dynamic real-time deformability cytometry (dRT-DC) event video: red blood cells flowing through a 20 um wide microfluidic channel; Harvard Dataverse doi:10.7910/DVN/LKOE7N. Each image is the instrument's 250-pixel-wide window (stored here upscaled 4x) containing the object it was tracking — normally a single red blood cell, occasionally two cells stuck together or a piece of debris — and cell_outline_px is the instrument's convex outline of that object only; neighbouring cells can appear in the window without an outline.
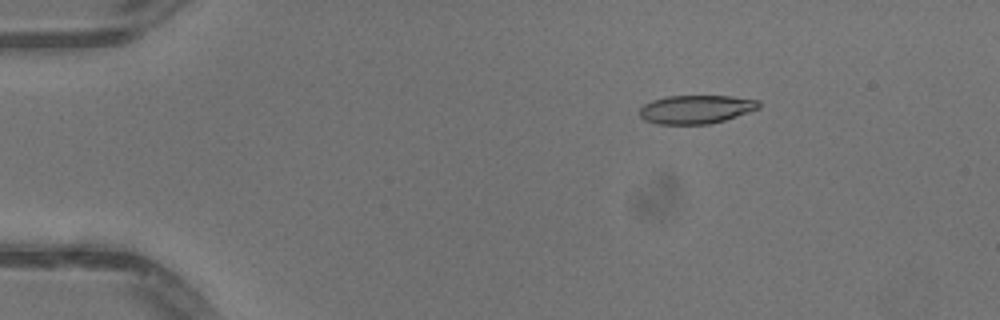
{"species": "common noctule bat (a hibernating species)", "species_latin": "Nyctalus noctula", "temperature_condition": "warm", "stored_images_in_passage": 51, "camera_frame_rate_fps": 3000, "um_per_image_px": 0.085, "animal": {"sex": "male", "body_mass_g": 13.3}, "frame": {"image": 1, "passage_image": 9, "time_ms": 2.667, "image_size_px": [1000, 320], "cell_outline_px": [[760, 108], [724, 120], [708, 124], [656, 124], [644, 120], [640, 116], [640, 108], [644, 104], [652, 100], [664, 96], [732, 96], [760, 100]], "centroid_in_image_um": [59.15, 9.29], "position_along_channel_um": 25.8, "area_um2": 19.88}}
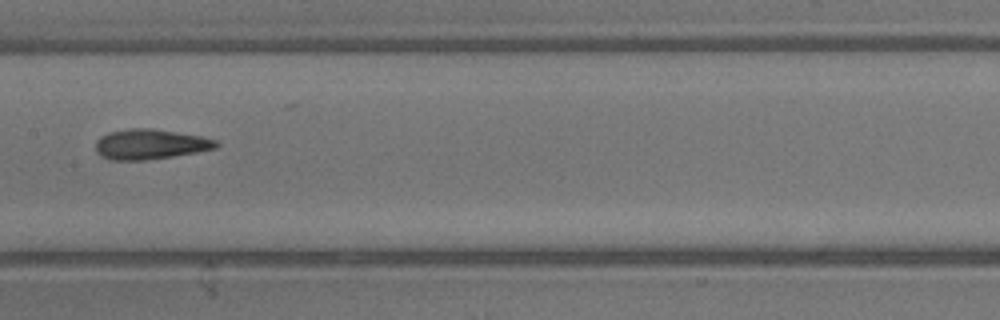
{"frame": {"image": 2, "passage_image": 27, "time_ms": 8.667, "image_size_px": [1000, 320], "cell_outline_px": [[220, 144], [216, 148], [196, 152], [148, 160], [108, 160], [100, 156], [96, 152], [96, 140], [100, 136], [108, 132], [128, 128], [152, 128], [200, 136], [216, 140]], "centroid_in_image_um": [12.72, 12.26], "position_along_channel_um": 194.7, "area_um2": 21.27}}
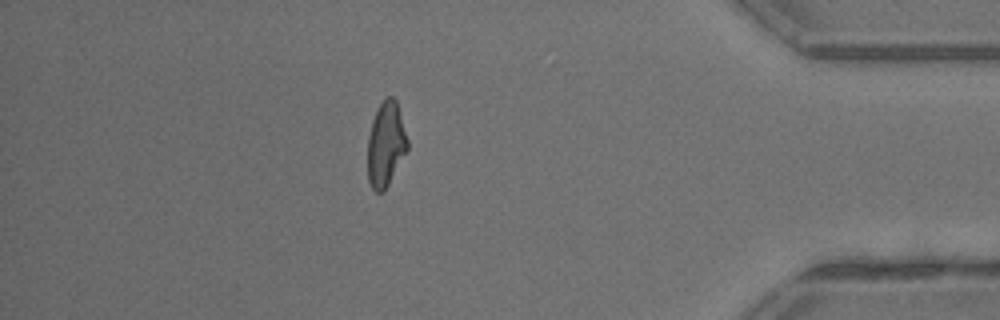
{"frame": {"image": 3, "passage_image": 45, "time_ms": 14.667, "image_size_px": [1000, 320], "cell_outline_px": [[408, 148], [384, 192], [376, 192], [372, 188], [368, 180], [368, 136], [372, 120], [384, 96], [392, 96], [396, 100], [408, 140]], "centroid_in_image_um": [32.79, 12.25], "position_along_channel_um": 402.4, "area_um2": 19.54}, "authors_computed_cell_mechanics": {"area_um2": 20.519, "velocity_mm_per_s": 4.1367, "shape_relaxation_time_tau1_ms": null, "shape_relaxation_time_tau2_ms": 2.1924, "deformation_change_tau1": null, "deformation_change_tau2": 0.1082}}